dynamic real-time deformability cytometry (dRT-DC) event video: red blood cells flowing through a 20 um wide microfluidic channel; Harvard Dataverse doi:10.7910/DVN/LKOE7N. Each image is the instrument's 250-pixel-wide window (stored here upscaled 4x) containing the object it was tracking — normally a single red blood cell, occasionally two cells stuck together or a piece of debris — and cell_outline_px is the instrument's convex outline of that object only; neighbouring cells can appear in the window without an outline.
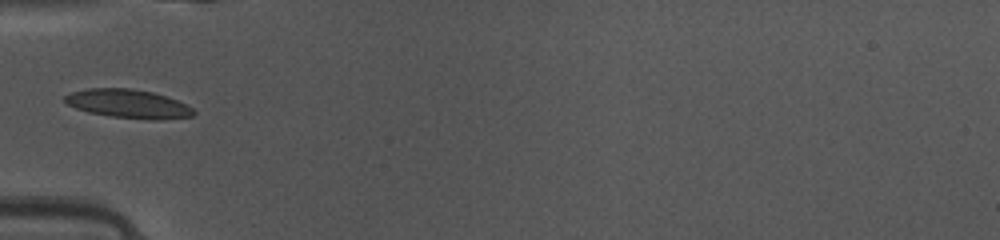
{"species": "common noctule bat (a hibernating species)", "species_latin": "Nyctalus noctula", "temperature_condition": "warm", "stored_images_in_passage": 33, "camera_frame_rate_fps": 3000, "um_per_image_px": 0.085, "animal": {"sex": "female", "body_mass_g": 10.0, "forearm_length_mm": 53.1}, "frame": {"image": 1, "passage_image": 1, "time_ms": 0.0, "image_size_px": [1000, 240], "cell_outline_px": [[196, 112], [192, 116], [156, 120], [112, 116], [88, 112], [76, 108], [68, 104], [64, 100], [64, 96], [72, 92], [88, 88], [132, 88], [152, 92], [176, 100], [192, 108]], "centroid_in_image_um": [10.88, 8.81], "position_along_channel_um": 74.1, "area_um2": 21.21}}
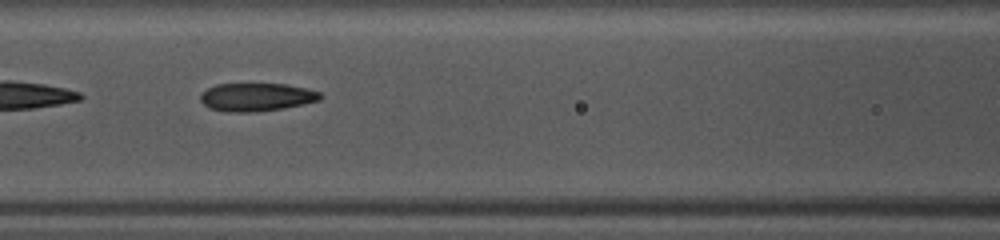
{"frame": {"image": 2, "passage_image": 6, "time_ms": 1.667, "image_size_px": [1000, 240], "cell_outline_px": [[324, 96], [320, 100], [304, 104], [284, 108], [256, 112], [228, 112], [208, 108], [200, 100], [200, 92], [216, 84], [284, 84], [304, 88], [320, 92]], "centroid_in_image_um": [21.79, 8.26], "position_along_channel_um": 144.8, "area_um2": 19.77}}
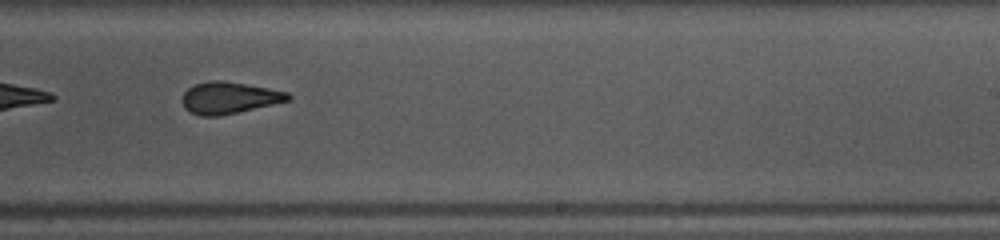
{"frame": {"image": 3, "passage_image": 15, "time_ms": 4.667, "image_size_px": [1000, 240], "cell_outline_px": [[292, 100], [220, 116], [200, 116], [184, 108], [180, 100], [184, 92], [188, 88], [196, 84], [212, 80], [220, 80], [268, 88], [288, 92], [292, 96]], "centroid_in_image_um": [19.47, 8.32], "position_along_channel_um": 269.5, "area_um2": 19.59}, "authors_computed_cell_mechanics": {"area_um2": 19.7676, "velocity_mm_per_s": 4.1645, "shape_relaxation_time_tau1_ms": 2.8508, "shape_relaxation_time_tau2_ms": 2.0504, "deformation_change_tau1": 0.1503, "deformation_change_tau2": 0.1098}}